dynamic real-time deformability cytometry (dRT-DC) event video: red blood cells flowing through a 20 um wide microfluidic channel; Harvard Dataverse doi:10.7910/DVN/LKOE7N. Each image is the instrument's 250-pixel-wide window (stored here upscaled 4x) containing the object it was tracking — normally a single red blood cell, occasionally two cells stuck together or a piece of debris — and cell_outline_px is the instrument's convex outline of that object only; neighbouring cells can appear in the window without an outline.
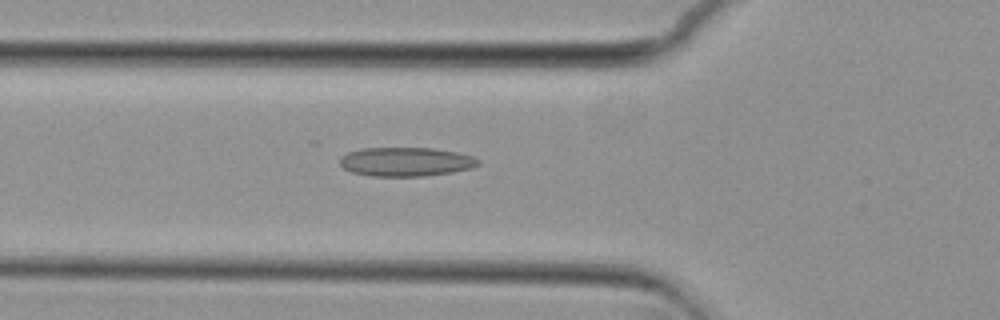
{"species": "common noctule bat (a hibernating species)", "species_latin": "Nyctalus noctula", "temperature_condition": "cold", "stored_images_in_passage": 53, "camera_frame_rate_fps": 3000, "um_per_image_px": 0.085, "animal": {"sex": "female", "body_mass_g": 29.2, "forearm_length_mm": 56.3}, "frame": {"image": 1, "passage_image": 17, "time_ms": 5.333, "image_size_px": [1000, 320], "cell_outline_px": [[480, 164], [472, 168], [452, 172], [424, 176], [372, 176], [352, 172], [344, 168], [340, 164], [340, 156], [348, 152], [360, 148], [432, 148], [456, 152], [472, 156], [480, 160]], "centroid_in_image_um": [34.49, 13.75], "position_along_channel_um": 91.3, "area_um2": 23.41}}
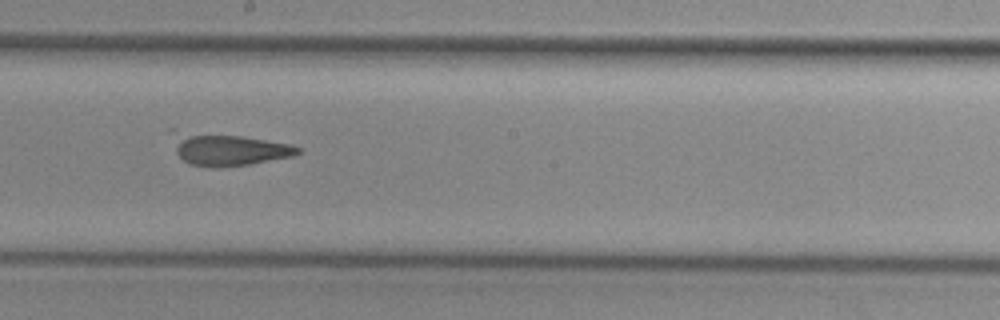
{"frame": {"image": 2, "passage_image": 28, "time_ms": 9.0, "image_size_px": [1000, 320], "cell_outline_px": [[300, 152], [296, 156], [248, 164], [216, 168], [188, 164], [176, 152], [176, 148], [180, 136], [244, 136], [292, 144], [300, 148]], "centroid_in_image_um": [19.68, 12.8], "position_along_channel_um": 228.5, "area_um2": 21.62}}
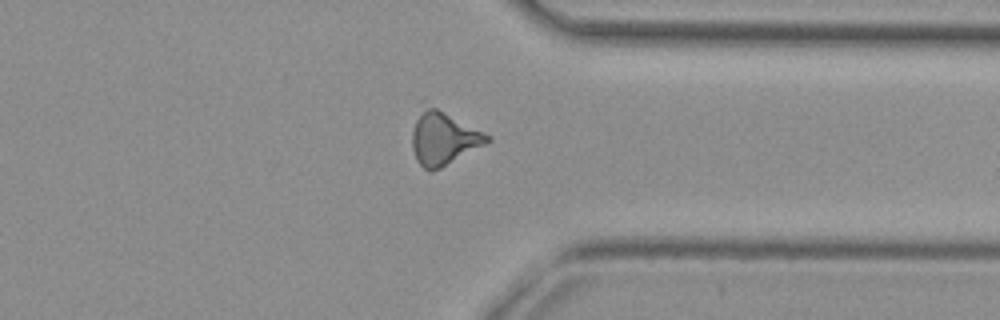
{"frame": {"image": 3, "passage_image": 40, "time_ms": 13.0, "image_size_px": [1000, 320], "cell_outline_px": [[492, 140], [440, 168], [432, 172], [424, 168], [416, 160], [412, 148], [412, 132], [420, 100], [492, 136]], "centroid_in_image_um": [37.63, 11.71], "position_along_channel_um": 373.8, "area_um2": 23.35}, "authors_computed_cell_mechanics": {"area_um2": 22.9466, "velocity_mm_per_s": 3.7287, "shape_relaxation_time_tau1_ms": null, "shape_relaxation_time_tau2_ms": 2.9497, "deformation_change_tau1": null, "deformation_change_tau2": 0.1768}}